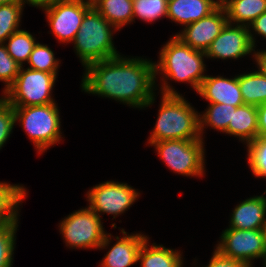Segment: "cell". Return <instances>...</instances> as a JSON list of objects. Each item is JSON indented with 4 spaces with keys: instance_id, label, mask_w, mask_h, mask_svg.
<instances>
[{
    "instance_id": "obj_1",
    "label": "cell",
    "mask_w": 266,
    "mask_h": 267,
    "mask_svg": "<svg viewBox=\"0 0 266 267\" xmlns=\"http://www.w3.org/2000/svg\"><path fill=\"white\" fill-rule=\"evenodd\" d=\"M82 91L107 97L134 108H146L155 101L154 62L121 55L85 67Z\"/></svg>"
},
{
    "instance_id": "obj_2",
    "label": "cell",
    "mask_w": 266,
    "mask_h": 267,
    "mask_svg": "<svg viewBox=\"0 0 266 267\" xmlns=\"http://www.w3.org/2000/svg\"><path fill=\"white\" fill-rule=\"evenodd\" d=\"M204 57H206L205 52L194 50L173 35L159 52L158 63L154 62L155 80L158 73L162 75L161 94L179 95L168 84L169 78L178 82H188L197 92L207 76L204 74L206 68Z\"/></svg>"
},
{
    "instance_id": "obj_3",
    "label": "cell",
    "mask_w": 266,
    "mask_h": 267,
    "mask_svg": "<svg viewBox=\"0 0 266 267\" xmlns=\"http://www.w3.org/2000/svg\"><path fill=\"white\" fill-rule=\"evenodd\" d=\"M148 143L164 140H199V113L179 95H164Z\"/></svg>"
},
{
    "instance_id": "obj_4",
    "label": "cell",
    "mask_w": 266,
    "mask_h": 267,
    "mask_svg": "<svg viewBox=\"0 0 266 267\" xmlns=\"http://www.w3.org/2000/svg\"><path fill=\"white\" fill-rule=\"evenodd\" d=\"M117 29L110 24L94 7L83 17L81 27L73 43L83 67L119 56L113 43V32Z\"/></svg>"
},
{
    "instance_id": "obj_5",
    "label": "cell",
    "mask_w": 266,
    "mask_h": 267,
    "mask_svg": "<svg viewBox=\"0 0 266 267\" xmlns=\"http://www.w3.org/2000/svg\"><path fill=\"white\" fill-rule=\"evenodd\" d=\"M13 108L15 122L19 121L22 125L38 153H44L61 140V122L56 103Z\"/></svg>"
},
{
    "instance_id": "obj_6",
    "label": "cell",
    "mask_w": 266,
    "mask_h": 267,
    "mask_svg": "<svg viewBox=\"0 0 266 267\" xmlns=\"http://www.w3.org/2000/svg\"><path fill=\"white\" fill-rule=\"evenodd\" d=\"M101 220L89 207L69 214L59 224L66 246L75 249H106L112 236L105 233Z\"/></svg>"
},
{
    "instance_id": "obj_7",
    "label": "cell",
    "mask_w": 266,
    "mask_h": 267,
    "mask_svg": "<svg viewBox=\"0 0 266 267\" xmlns=\"http://www.w3.org/2000/svg\"><path fill=\"white\" fill-rule=\"evenodd\" d=\"M56 76L52 73L21 67L14 83L2 95L13 107L55 103L52 89Z\"/></svg>"
},
{
    "instance_id": "obj_8",
    "label": "cell",
    "mask_w": 266,
    "mask_h": 267,
    "mask_svg": "<svg viewBox=\"0 0 266 267\" xmlns=\"http://www.w3.org/2000/svg\"><path fill=\"white\" fill-rule=\"evenodd\" d=\"M150 145L155 147L161 160L175 173L193 177L204 175L205 149L203 138L199 140H164Z\"/></svg>"
},
{
    "instance_id": "obj_9",
    "label": "cell",
    "mask_w": 266,
    "mask_h": 267,
    "mask_svg": "<svg viewBox=\"0 0 266 267\" xmlns=\"http://www.w3.org/2000/svg\"><path fill=\"white\" fill-rule=\"evenodd\" d=\"M216 249L221 255L252 267V260L263 259L266 267V245L262 229L227 228L222 232Z\"/></svg>"
},
{
    "instance_id": "obj_10",
    "label": "cell",
    "mask_w": 266,
    "mask_h": 267,
    "mask_svg": "<svg viewBox=\"0 0 266 267\" xmlns=\"http://www.w3.org/2000/svg\"><path fill=\"white\" fill-rule=\"evenodd\" d=\"M91 7L84 0H61L42 7V10L45 11L52 34L60 43H70Z\"/></svg>"
},
{
    "instance_id": "obj_11",
    "label": "cell",
    "mask_w": 266,
    "mask_h": 267,
    "mask_svg": "<svg viewBox=\"0 0 266 267\" xmlns=\"http://www.w3.org/2000/svg\"><path fill=\"white\" fill-rule=\"evenodd\" d=\"M140 193L127 183L106 181L87 192L89 208L101 218V213L121 215L137 200Z\"/></svg>"
},
{
    "instance_id": "obj_12",
    "label": "cell",
    "mask_w": 266,
    "mask_h": 267,
    "mask_svg": "<svg viewBox=\"0 0 266 267\" xmlns=\"http://www.w3.org/2000/svg\"><path fill=\"white\" fill-rule=\"evenodd\" d=\"M255 51L248 26L227 23L205 52L207 58L238 59Z\"/></svg>"
},
{
    "instance_id": "obj_13",
    "label": "cell",
    "mask_w": 266,
    "mask_h": 267,
    "mask_svg": "<svg viewBox=\"0 0 266 267\" xmlns=\"http://www.w3.org/2000/svg\"><path fill=\"white\" fill-rule=\"evenodd\" d=\"M227 23L226 11L220 4L208 16L186 25L175 36L194 50L206 52Z\"/></svg>"
},
{
    "instance_id": "obj_14",
    "label": "cell",
    "mask_w": 266,
    "mask_h": 267,
    "mask_svg": "<svg viewBox=\"0 0 266 267\" xmlns=\"http://www.w3.org/2000/svg\"><path fill=\"white\" fill-rule=\"evenodd\" d=\"M197 93L209 103L227 104L234 107L244 103L238 76L228 79L222 76L207 75L202 81Z\"/></svg>"
},
{
    "instance_id": "obj_15",
    "label": "cell",
    "mask_w": 266,
    "mask_h": 267,
    "mask_svg": "<svg viewBox=\"0 0 266 267\" xmlns=\"http://www.w3.org/2000/svg\"><path fill=\"white\" fill-rule=\"evenodd\" d=\"M123 237H115L118 240L104 256L101 267H130L138 262V254L143 242L148 238L141 233L127 234L122 229Z\"/></svg>"
},
{
    "instance_id": "obj_16",
    "label": "cell",
    "mask_w": 266,
    "mask_h": 267,
    "mask_svg": "<svg viewBox=\"0 0 266 267\" xmlns=\"http://www.w3.org/2000/svg\"><path fill=\"white\" fill-rule=\"evenodd\" d=\"M229 228L240 230L262 229L266 218V197L253 196L235 206Z\"/></svg>"
},
{
    "instance_id": "obj_17",
    "label": "cell",
    "mask_w": 266,
    "mask_h": 267,
    "mask_svg": "<svg viewBox=\"0 0 266 267\" xmlns=\"http://www.w3.org/2000/svg\"><path fill=\"white\" fill-rule=\"evenodd\" d=\"M220 4V0H174L168 3L167 18L185 27L208 16Z\"/></svg>"
},
{
    "instance_id": "obj_18",
    "label": "cell",
    "mask_w": 266,
    "mask_h": 267,
    "mask_svg": "<svg viewBox=\"0 0 266 267\" xmlns=\"http://www.w3.org/2000/svg\"><path fill=\"white\" fill-rule=\"evenodd\" d=\"M227 134L239 137V140L248 144L258 137L257 106L243 104L233 110Z\"/></svg>"
},
{
    "instance_id": "obj_19",
    "label": "cell",
    "mask_w": 266,
    "mask_h": 267,
    "mask_svg": "<svg viewBox=\"0 0 266 267\" xmlns=\"http://www.w3.org/2000/svg\"><path fill=\"white\" fill-rule=\"evenodd\" d=\"M227 15L228 23L250 26L266 11V0H220ZM234 22V23H233Z\"/></svg>"
},
{
    "instance_id": "obj_20",
    "label": "cell",
    "mask_w": 266,
    "mask_h": 267,
    "mask_svg": "<svg viewBox=\"0 0 266 267\" xmlns=\"http://www.w3.org/2000/svg\"><path fill=\"white\" fill-rule=\"evenodd\" d=\"M148 238L143 242L138 254L141 267H182V253L166 248L163 245L150 246ZM150 246V247H148Z\"/></svg>"
},
{
    "instance_id": "obj_21",
    "label": "cell",
    "mask_w": 266,
    "mask_h": 267,
    "mask_svg": "<svg viewBox=\"0 0 266 267\" xmlns=\"http://www.w3.org/2000/svg\"><path fill=\"white\" fill-rule=\"evenodd\" d=\"M92 7L117 30L133 22V0H98Z\"/></svg>"
},
{
    "instance_id": "obj_22",
    "label": "cell",
    "mask_w": 266,
    "mask_h": 267,
    "mask_svg": "<svg viewBox=\"0 0 266 267\" xmlns=\"http://www.w3.org/2000/svg\"><path fill=\"white\" fill-rule=\"evenodd\" d=\"M26 188L0 182V226L13 222L18 217L20 202L26 198Z\"/></svg>"
},
{
    "instance_id": "obj_23",
    "label": "cell",
    "mask_w": 266,
    "mask_h": 267,
    "mask_svg": "<svg viewBox=\"0 0 266 267\" xmlns=\"http://www.w3.org/2000/svg\"><path fill=\"white\" fill-rule=\"evenodd\" d=\"M238 83L245 104L258 106L266 103V76L259 69L238 74Z\"/></svg>"
},
{
    "instance_id": "obj_24",
    "label": "cell",
    "mask_w": 266,
    "mask_h": 267,
    "mask_svg": "<svg viewBox=\"0 0 266 267\" xmlns=\"http://www.w3.org/2000/svg\"><path fill=\"white\" fill-rule=\"evenodd\" d=\"M236 108L227 104L209 103L203 115L199 114V132L201 138L203 137V130L206 125L207 127L209 126L212 129L227 134L228 125L232 121L233 110H236Z\"/></svg>"
},
{
    "instance_id": "obj_25",
    "label": "cell",
    "mask_w": 266,
    "mask_h": 267,
    "mask_svg": "<svg viewBox=\"0 0 266 267\" xmlns=\"http://www.w3.org/2000/svg\"><path fill=\"white\" fill-rule=\"evenodd\" d=\"M4 43L9 55L23 67L24 62H28L30 54L36 45V39L33 35L26 31L19 29L14 32Z\"/></svg>"
},
{
    "instance_id": "obj_26",
    "label": "cell",
    "mask_w": 266,
    "mask_h": 267,
    "mask_svg": "<svg viewBox=\"0 0 266 267\" xmlns=\"http://www.w3.org/2000/svg\"><path fill=\"white\" fill-rule=\"evenodd\" d=\"M24 3L0 5V43L19 30Z\"/></svg>"
},
{
    "instance_id": "obj_27",
    "label": "cell",
    "mask_w": 266,
    "mask_h": 267,
    "mask_svg": "<svg viewBox=\"0 0 266 267\" xmlns=\"http://www.w3.org/2000/svg\"><path fill=\"white\" fill-rule=\"evenodd\" d=\"M54 56V52L50 47L37 42L27 62L30 65L28 68L52 73L57 77L60 63Z\"/></svg>"
},
{
    "instance_id": "obj_28",
    "label": "cell",
    "mask_w": 266,
    "mask_h": 267,
    "mask_svg": "<svg viewBox=\"0 0 266 267\" xmlns=\"http://www.w3.org/2000/svg\"><path fill=\"white\" fill-rule=\"evenodd\" d=\"M168 4L164 0H133V21L153 22L161 17L167 18Z\"/></svg>"
},
{
    "instance_id": "obj_29",
    "label": "cell",
    "mask_w": 266,
    "mask_h": 267,
    "mask_svg": "<svg viewBox=\"0 0 266 267\" xmlns=\"http://www.w3.org/2000/svg\"><path fill=\"white\" fill-rule=\"evenodd\" d=\"M246 146L247 160L253 175L266 179V136H258Z\"/></svg>"
},
{
    "instance_id": "obj_30",
    "label": "cell",
    "mask_w": 266,
    "mask_h": 267,
    "mask_svg": "<svg viewBox=\"0 0 266 267\" xmlns=\"http://www.w3.org/2000/svg\"><path fill=\"white\" fill-rule=\"evenodd\" d=\"M18 223L17 217L13 222L0 226V267H12Z\"/></svg>"
},
{
    "instance_id": "obj_31",
    "label": "cell",
    "mask_w": 266,
    "mask_h": 267,
    "mask_svg": "<svg viewBox=\"0 0 266 267\" xmlns=\"http://www.w3.org/2000/svg\"><path fill=\"white\" fill-rule=\"evenodd\" d=\"M21 66L9 55L4 43H0V81L5 83L3 93L14 83Z\"/></svg>"
},
{
    "instance_id": "obj_32",
    "label": "cell",
    "mask_w": 266,
    "mask_h": 267,
    "mask_svg": "<svg viewBox=\"0 0 266 267\" xmlns=\"http://www.w3.org/2000/svg\"><path fill=\"white\" fill-rule=\"evenodd\" d=\"M15 115L13 106L3 97L0 98V149L9 139L14 128Z\"/></svg>"
},
{
    "instance_id": "obj_33",
    "label": "cell",
    "mask_w": 266,
    "mask_h": 267,
    "mask_svg": "<svg viewBox=\"0 0 266 267\" xmlns=\"http://www.w3.org/2000/svg\"><path fill=\"white\" fill-rule=\"evenodd\" d=\"M205 267H249L248 265L221 255L217 250L213 252L209 264Z\"/></svg>"
},
{
    "instance_id": "obj_34",
    "label": "cell",
    "mask_w": 266,
    "mask_h": 267,
    "mask_svg": "<svg viewBox=\"0 0 266 267\" xmlns=\"http://www.w3.org/2000/svg\"><path fill=\"white\" fill-rule=\"evenodd\" d=\"M251 29L254 30L253 32L261 35L266 39V11L262 13L259 17H257L249 26L250 39L253 44V47L255 48L256 41L254 35L251 33Z\"/></svg>"
},
{
    "instance_id": "obj_35",
    "label": "cell",
    "mask_w": 266,
    "mask_h": 267,
    "mask_svg": "<svg viewBox=\"0 0 266 267\" xmlns=\"http://www.w3.org/2000/svg\"><path fill=\"white\" fill-rule=\"evenodd\" d=\"M258 136H266V103L257 106Z\"/></svg>"
},
{
    "instance_id": "obj_36",
    "label": "cell",
    "mask_w": 266,
    "mask_h": 267,
    "mask_svg": "<svg viewBox=\"0 0 266 267\" xmlns=\"http://www.w3.org/2000/svg\"><path fill=\"white\" fill-rule=\"evenodd\" d=\"M252 53L254 54L253 57L256 60L259 71L266 76V50L254 51Z\"/></svg>"
},
{
    "instance_id": "obj_37",
    "label": "cell",
    "mask_w": 266,
    "mask_h": 267,
    "mask_svg": "<svg viewBox=\"0 0 266 267\" xmlns=\"http://www.w3.org/2000/svg\"><path fill=\"white\" fill-rule=\"evenodd\" d=\"M58 1H61V0H22V2L25 4H29V5H32L33 7H36V8H42L46 5H49L51 3H54V2H58Z\"/></svg>"
},
{
    "instance_id": "obj_38",
    "label": "cell",
    "mask_w": 266,
    "mask_h": 267,
    "mask_svg": "<svg viewBox=\"0 0 266 267\" xmlns=\"http://www.w3.org/2000/svg\"><path fill=\"white\" fill-rule=\"evenodd\" d=\"M13 3H23L22 0H0V5L13 4Z\"/></svg>"
},
{
    "instance_id": "obj_39",
    "label": "cell",
    "mask_w": 266,
    "mask_h": 267,
    "mask_svg": "<svg viewBox=\"0 0 266 267\" xmlns=\"http://www.w3.org/2000/svg\"><path fill=\"white\" fill-rule=\"evenodd\" d=\"M262 231H263V235H264V239H265V245H266V218H265L264 225L262 227Z\"/></svg>"
},
{
    "instance_id": "obj_40",
    "label": "cell",
    "mask_w": 266,
    "mask_h": 267,
    "mask_svg": "<svg viewBox=\"0 0 266 267\" xmlns=\"http://www.w3.org/2000/svg\"><path fill=\"white\" fill-rule=\"evenodd\" d=\"M87 4L93 5L98 0H84Z\"/></svg>"
},
{
    "instance_id": "obj_41",
    "label": "cell",
    "mask_w": 266,
    "mask_h": 267,
    "mask_svg": "<svg viewBox=\"0 0 266 267\" xmlns=\"http://www.w3.org/2000/svg\"><path fill=\"white\" fill-rule=\"evenodd\" d=\"M167 4L171 1H174V0H164Z\"/></svg>"
}]
</instances>
